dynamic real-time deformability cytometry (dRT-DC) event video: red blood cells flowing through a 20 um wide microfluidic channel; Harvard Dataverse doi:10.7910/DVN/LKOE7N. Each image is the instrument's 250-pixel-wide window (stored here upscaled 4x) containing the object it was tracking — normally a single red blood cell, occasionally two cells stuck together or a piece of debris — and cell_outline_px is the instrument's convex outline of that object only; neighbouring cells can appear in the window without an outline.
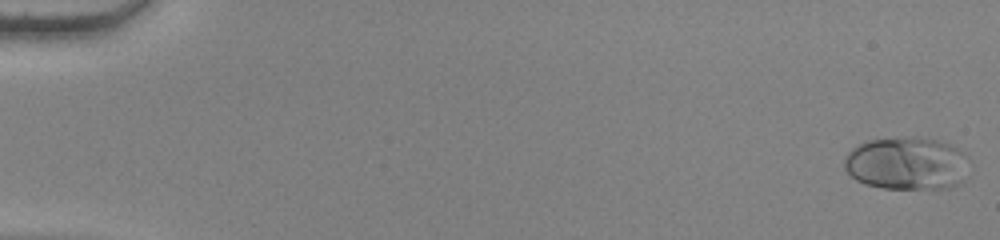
{"species": "human", "species_latin": "Homo sapiens", "temperature_condition": "warm", "stored_images_in_passage": 54, "camera_frame_rate_fps": 3000, "um_per_image_px": 0.085, "donor": {"sex": "female"}, "frame": {"image": 1, "passage_image": 1, "time_ms": 0.0, "image_size_px": [1000, 240], "cell_outline_px": [[964, 156], [960, 180], [956, 184], [948, 188], [884, 188], [864, 184], [856, 180], [844, 168], [844, 160], [848, 152], [852, 148], [868, 140], [904, 136], [916, 136], [940, 140], [964, 152]], "centroid_in_image_um": [76.96, 13.86], "position_along_channel_um": 8.0, "area_um2": 37.86}}
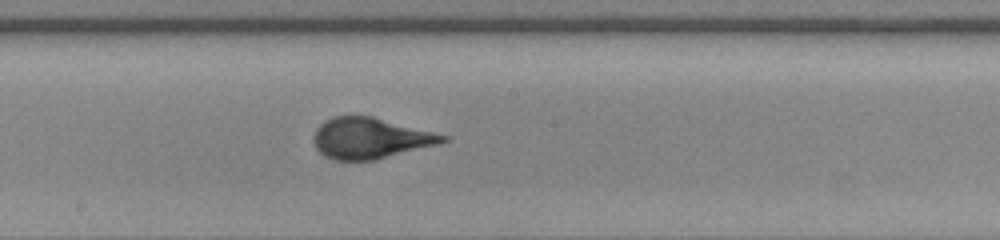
{"frame": {"image": 2, "passage_image": 31, "time_ms": 10.0, "image_size_px": [1000, 240], "cell_outline_px": [[448, 140], [440, 144], [376, 160], [336, 160], [320, 152], [316, 148], [316, 128], [320, 124], [336, 116], [372, 116], [448, 136]], "centroid_in_image_um": [31.53, 11.76], "position_along_channel_um": 216.7, "area_um2": 30.23}}
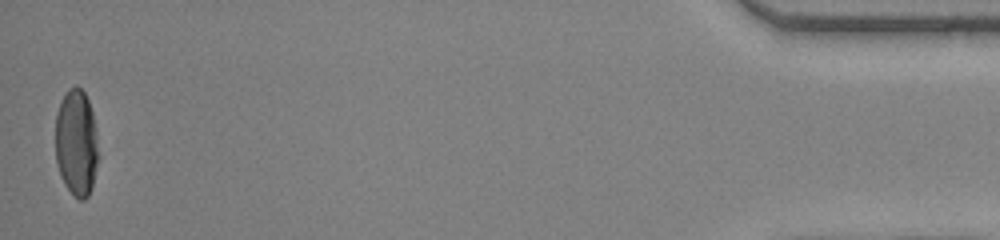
{"frame": {"image": 3, "passage_image": 54, "time_ms": 17.667, "image_size_px": [1000, 240], "cell_outline_px": [[96, 164], [92, 188], [88, 196], [84, 200], [80, 200], [64, 184], [60, 176], [56, 164], [56, 112], [68, 88], [76, 84], [84, 92], [88, 100], [92, 112], [96, 132]], "centroid_in_image_um": [6.47, 12.12], "position_along_channel_um": 428.7, "area_um2": 26.36}, "authors_computed_cell_mechanics": {"area_um2": 30.8652, "velocity_mm_per_s": 3.8462, "shape_relaxation_time_tau1_ms": 3.8728, "shape_relaxation_time_tau2_ms": null, "deformation_change_tau1": 0.2147, "deformation_change_tau2": null}}